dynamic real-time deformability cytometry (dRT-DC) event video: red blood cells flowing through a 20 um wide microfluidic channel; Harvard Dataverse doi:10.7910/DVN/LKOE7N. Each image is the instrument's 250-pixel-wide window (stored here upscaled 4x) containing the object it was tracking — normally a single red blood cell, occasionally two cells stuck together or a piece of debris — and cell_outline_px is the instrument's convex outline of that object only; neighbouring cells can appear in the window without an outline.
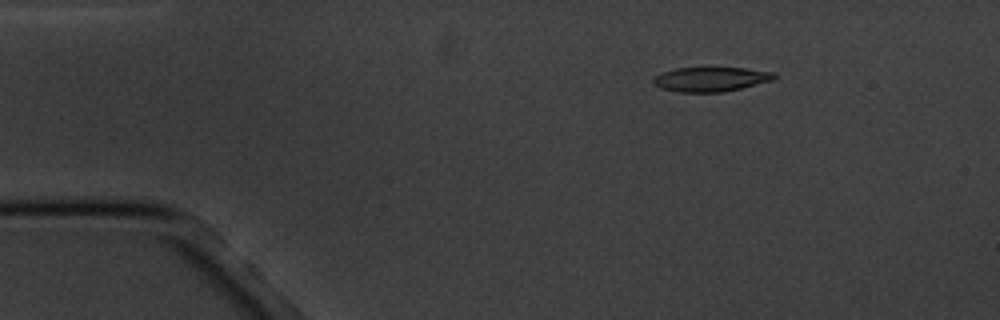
{"species": "common noctule bat (a hibernating species)", "species_latin": "Nyctalus noctula", "temperature_condition": "cold", "stored_images_in_passage": 6, "camera_frame_rate_fps": 3000, "um_per_image_px": 0.085, "animal": {"sex": "male", "body_mass_g": 20.1, "forearm_length_mm": 53.5}, "frame": {"image": 1, "passage_image": 3, "time_ms": 2.333, "image_size_px": [1000, 320], "cell_outline_px": [[776, 80], [724, 92], [676, 92], [660, 88], [652, 84], [652, 80], [656, 76], [664, 72], [676, 68], [744, 68], [776, 72]], "centroid_in_image_um": [60.45, 6.74], "position_along_channel_um": 24.5, "area_um2": 17.4}}
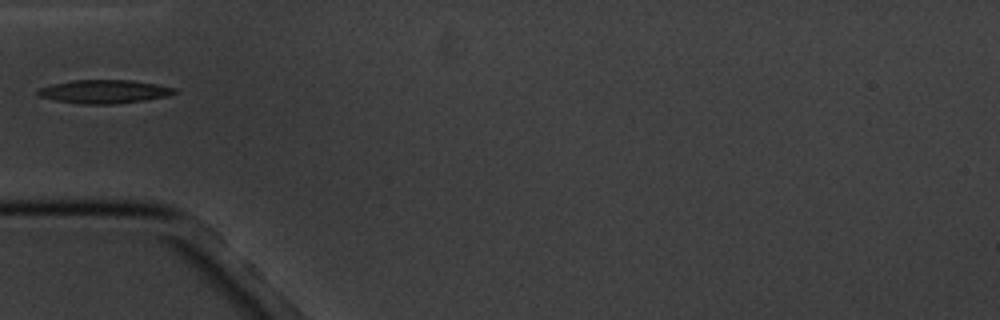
{"frame": {"image": 2, "passage_image": 6, "time_ms": 5.667, "image_size_px": [1000, 320], "cell_outline_px": [[176, 92], [164, 96], [144, 100], [112, 104], [80, 104], [56, 100], [40, 96], [36, 92], [40, 88], [52, 84], [72, 80], [132, 80], [156, 84], [176, 88]], "centroid_in_image_um": [8.83, 7.78], "position_along_channel_um": 76.2, "area_um2": 18.44}}